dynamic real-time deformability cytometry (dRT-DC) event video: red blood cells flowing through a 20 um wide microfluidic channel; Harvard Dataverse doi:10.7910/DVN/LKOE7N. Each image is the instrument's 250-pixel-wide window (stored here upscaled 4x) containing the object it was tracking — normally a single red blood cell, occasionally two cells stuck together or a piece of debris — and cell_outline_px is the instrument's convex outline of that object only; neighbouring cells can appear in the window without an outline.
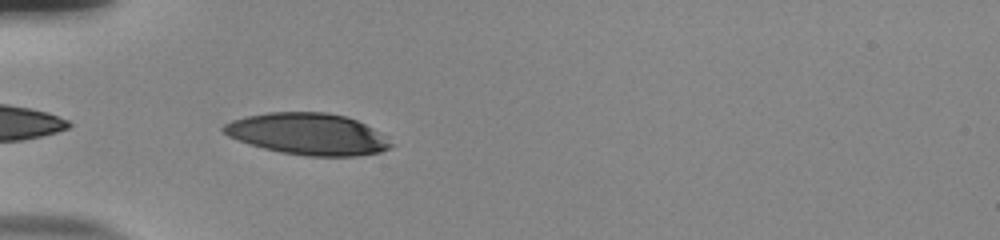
{"species": "human", "species_latin": "Homo sapiens", "temperature_condition": "room temperature", "stored_images_in_passage": 25, "camera_frame_rate_fps": 3000, "um_per_image_px": 0.085, "donor": {"sex": "male"}, "frame": {"image": 1, "passage_image": 2, "time_ms": 0.333, "image_size_px": [1000, 240], "cell_outline_px": [[396, 144], [380, 152], [356, 156], [308, 156], [280, 152], [264, 148], [228, 136], [220, 128], [224, 124], [232, 120], [244, 116], [268, 112], [328, 112], [344, 116], [356, 120], [372, 128]], "centroid_in_image_um": [26.17, 11.38], "position_along_channel_um": 58.8, "area_um2": 40.4}}
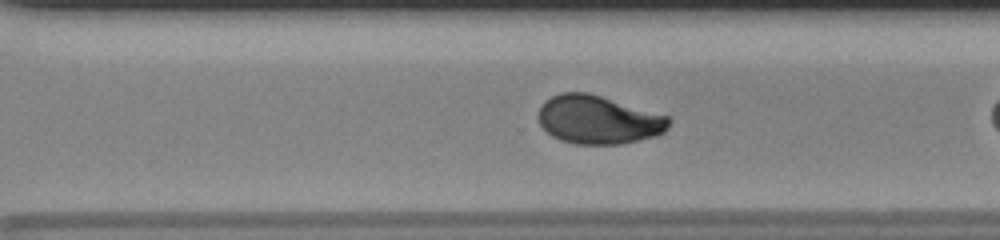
{"frame": {"image": 2, "passage_image": 20, "time_ms": 6.333, "image_size_px": [1000, 240], "cell_outline_px": [[672, 120], [668, 128], [664, 132], [656, 136], [620, 144], [576, 144], [560, 140], [552, 136], [540, 124], [536, 116], [540, 104], [544, 100], [560, 92], [588, 92], [668, 116]], "centroid_in_image_um": [50.82, 10.17], "position_along_channel_um": 319.8, "area_um2": 37.05}}
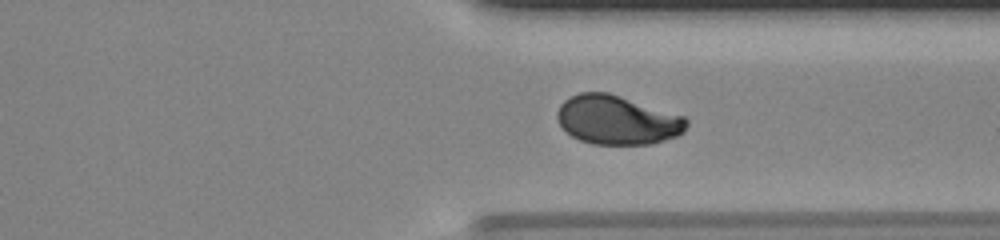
{"frame": {"image": 3, "passage_image": 23, "time_ms": 7.333, "image_size_px": [1000, 240], "cell_outline_px": [[688, 124], [684, 132], [676, 136], [652, 144], [592, 144], [580, 140], [572, 136], [560, 124], [556, 116], [556, 112], [560, 104], [564, 100], [580, 92], [608, 92], [684, 116], [688, 120]], "centroid_in_image_um": [52.46, 10.2], "position_along_channel_um": 358.9, "area_um2": 36.88}}